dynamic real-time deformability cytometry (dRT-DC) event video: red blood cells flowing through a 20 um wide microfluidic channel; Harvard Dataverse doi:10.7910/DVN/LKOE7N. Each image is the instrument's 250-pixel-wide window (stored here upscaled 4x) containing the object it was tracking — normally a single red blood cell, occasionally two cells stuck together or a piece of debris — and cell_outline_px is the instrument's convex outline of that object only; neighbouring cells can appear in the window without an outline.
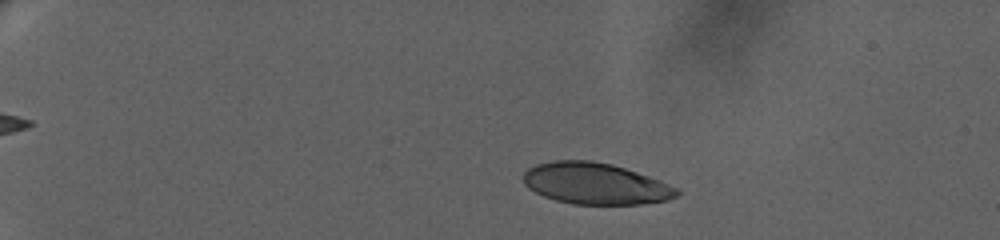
{"species": "human", "species_latin": "Homo sapiens", "temperature_condition": "warm", "stored_images_in_passage": 14, "camera_frame_rate_fps": 3000, "um_per_image_px": 0.085, "donor": {"sex": "female"}, "frame": {"image": 1, "passage_image": 4, "time_ms": 3.333, "image_size_px": [1000, 240], "cell_outline_px": [[680, 192], [676, 196], [668, 200], [640, 204], [572, 204], [556, 200], [544, 196], [528, 188], [524, 184], [524, 172], [528, 168], [536, 164], [556, 160], [588, 160], [612, 164], [648, 176], [680, 188]], "centroid_in_image_um": [50.61, 15.61], "position_along_channel_um": 34.4, "area_um2": 36.93}}
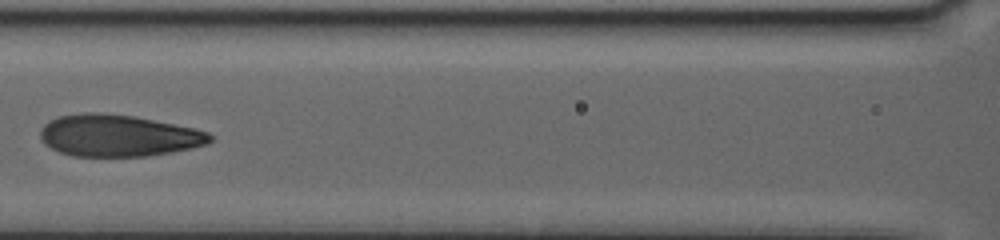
{"frame": {"image": 2, "passage_image": 10, "time_ms": 10.333, "image_size_px": [1000, 240], "cell_outline_px": [[212, 140], [208, 144], [192, 148], [172, 152], [148, 156], [72, 156], [60, 152], [44, 144], [40, 136], [40, 128], [48, 120], [60, 116], [80, 112], [100, 112], [136, 116], [196, 128], [208, 132], [212, 136]], "centroid_in_image_um": [10.05, 11.51], "position_along_channel_um": 156.5, "area_um2": 41.79}}
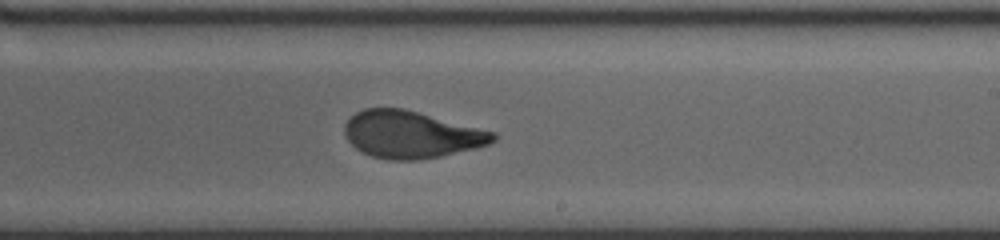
{"frame": {"image": 3, "passage_image": 14, "time_ms": 13.333, "image_size_px": [1000, 240], "cell_outline_px": [[496, 140], [488, 144], [476, 148], [440, 156], [420, 160], [388, 160], [372, 156], [360, 152], [348, 140], [344, 132], [344, 124], [356, 112], [364, 108], [404, 108], [496, 132]], "centroid_in_image_um": [34.95, 11.43], "position_along_channel_um": 254.1, "area_um2": 40.86}}